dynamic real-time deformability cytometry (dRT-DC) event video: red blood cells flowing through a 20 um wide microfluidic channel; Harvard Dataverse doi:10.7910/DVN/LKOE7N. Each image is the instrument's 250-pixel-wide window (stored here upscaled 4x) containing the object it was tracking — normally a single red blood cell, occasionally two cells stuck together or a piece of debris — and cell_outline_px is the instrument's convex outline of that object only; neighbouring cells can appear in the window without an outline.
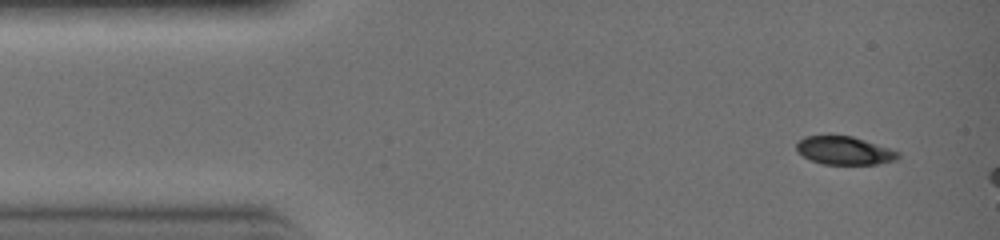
{"species": "common noctule bat (a hibernating species)", "species_latin": "Nyctalus noctula", "temperature_condition": "warm", "stored_images_in_passage": 2, "camera_frame_rate_fps": 3000, "um_per_image_px": 0.085, "animal": {"sex": "female", "body_mass_g": 19.0, "forearm_length_mm": 51.5}, "frame": {"image": 1, "passage_image": 1, "time_ms": 0.0, "image_size_px": [1000, 240], "cell_outline_px": [[900, 156], [896, 160], [876, 164], [824, 164], [812, 160], [796, 152], [796, 144], [804, 136], [852, 136], [900, 152]], "centroid_in_image_um": [71.76, 12.8], "position_along_channel_um": 13.2, "area_um2": 16.47}}